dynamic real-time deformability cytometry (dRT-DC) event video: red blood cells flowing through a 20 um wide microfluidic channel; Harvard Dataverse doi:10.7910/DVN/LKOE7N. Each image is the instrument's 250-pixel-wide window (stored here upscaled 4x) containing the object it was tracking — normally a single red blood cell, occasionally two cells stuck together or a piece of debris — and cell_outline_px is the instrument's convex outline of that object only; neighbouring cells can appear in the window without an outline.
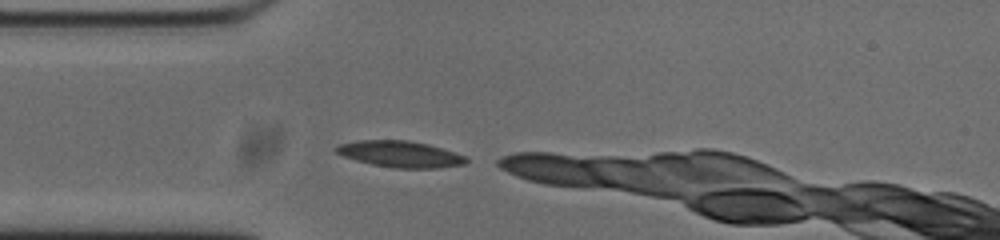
{"species": "common noctule bat (a hibernating species)", "species_latin": "Nyctalus noctula", "temperature_condition": "cold", "stored_images_in_passage": 6, "camera_frame_rate_fps": 3000, "um_per_image_px": 0.085, "animal": {"sex": "male", "body_mass_g": 20.0, "forearm_length_mm": 53.3}, "frame": {"image": 1, "passage_image": 1, "time_ms": 0.0, "image_size_px": [1000, 240], "cell_outline_px": [[468, 160], [464, 164], [436, 168], [392, 168], [372, 164], [356, 160], [344, 156], [336, 152], [332, 148], [340, 144], [356, 140], [408, 140], [428, 144], [468, 156]], "centroid_in_image_um": [34.01, 13.09], "position_along_channel_um": 51.0, "area_um2": 20.0}}